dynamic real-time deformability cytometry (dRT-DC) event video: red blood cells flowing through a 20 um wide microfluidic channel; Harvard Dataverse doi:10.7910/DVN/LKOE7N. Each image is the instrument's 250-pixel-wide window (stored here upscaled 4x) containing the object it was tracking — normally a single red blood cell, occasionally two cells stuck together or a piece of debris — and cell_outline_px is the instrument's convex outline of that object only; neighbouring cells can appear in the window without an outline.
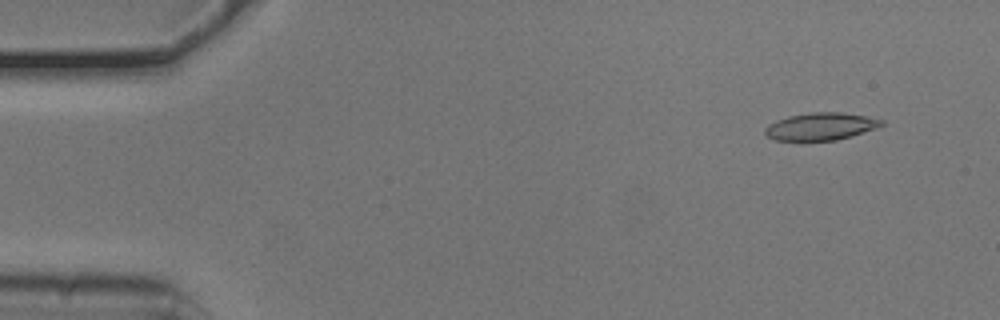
{"species": "common noctule bat (a hibernating species)", "species_latin": "Nyctalus noctula", "temperature_condition": "cold", "stored_images_in_passage": 53, "camera_frame_rate_fps": 3000, "um_per_image_px": 0.085, "animal": {"sex": "male", "body_mass_g": 20.5, "forearm_length_mm": 52.5}, "frame": {"image": 1, "passage_image": 4, "time_ms": 1.0, "image_size_px": [1000, 320], "cell_outline_px": [[884, 124], [876, 128], [852, 136], [836, 140], [776, 140], [768, 136], [764, 132], [764, 128], [768, 124], [776, 120], [788, 116], [812, 112], [840, 112], [864, 116], [884, 120]], "centroid_in_image_um": [69.75, 10.74], "position_along_channel_um": 15.2, "area_um2": 18.5}}
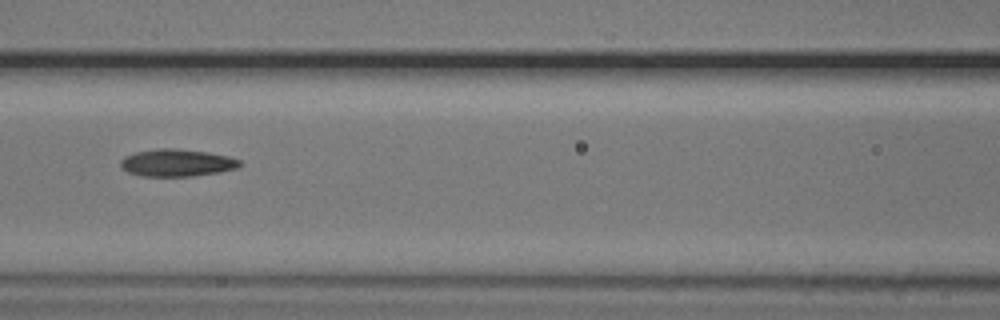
{"frame": {"image": 2, "passage_image": 23, "time_ms": 7.333, "image_size_px": [1000, 320], "cell_outline_px": [[244, 164], [236, 168], [220, 172], [192, 176], [140, 176], [128, 172], [120, 168], [120, 160], [124, 156], [136, 152], [160, 148], [176, 148], [208, 152], [228, 156], [240, 160]], "centroid_in_image_um": [15.03, 13.84], "position_along_channel_um": 151.6, "area_um2": 19.13}}
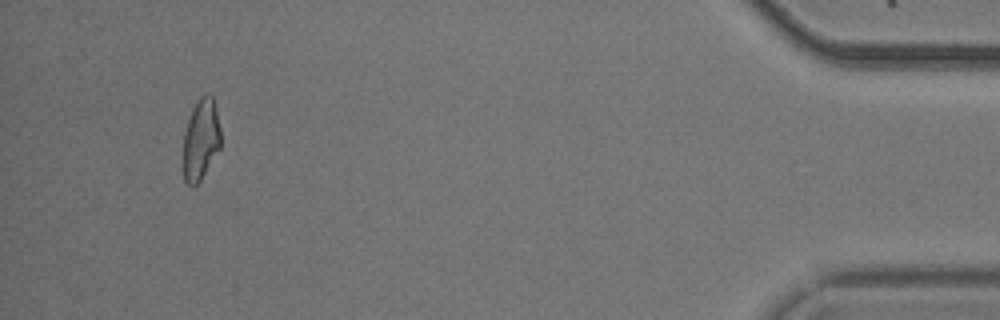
{"frame": {"image": 3, "passage_image": 50, "time_ms": 16.333, "image_size_px": [1000, 320], "cell_outline_px": [[220, 148], [200, 180], [196, 184], [188, 184], [184, 180], [184, 132], [192, 108], [200, 96], [204, 92], [212, 96], [216, 108], [220, 128]], "centroid_in_image_um": [17.08, 11.8], "position_along_channel_um": 418.1, "area_um2": 17.51}, "authors_computed_cell_mechanics": {"area_um2": 18.7272, "velocity_mm_per_s": 3.7652, "shape_relaxation_time_tau1_ms": 5.5851, "shape_relaxation_time_tau2_ms": 4.1143, "deformation_change_tau1": 0.17, "deformation_change_tau2": 0.1222}}